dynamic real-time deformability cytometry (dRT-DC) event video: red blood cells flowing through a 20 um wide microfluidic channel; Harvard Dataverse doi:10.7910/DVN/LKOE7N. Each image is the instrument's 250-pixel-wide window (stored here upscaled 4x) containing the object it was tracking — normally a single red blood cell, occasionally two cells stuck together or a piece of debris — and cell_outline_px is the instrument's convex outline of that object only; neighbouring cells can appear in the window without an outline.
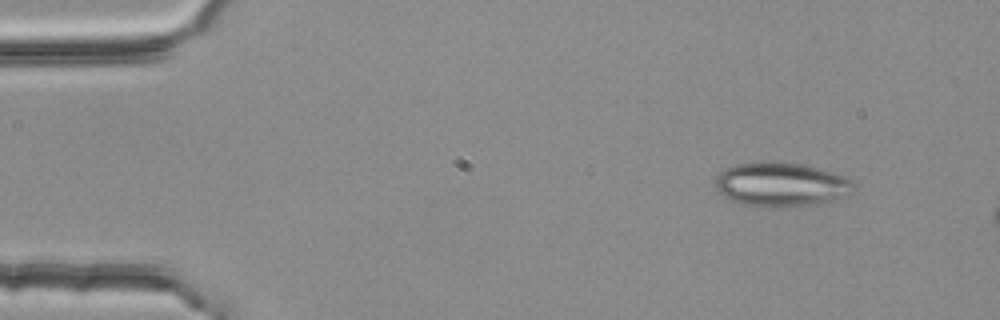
{"species": "common noctule bat (a hibernating species)", "species_latin": "Nyctalus noctula", "temperature_condition": "room temperature", "stored_images_in_passage": 3, "camera_frame_rate_fps": 3000, "um_per_image_px": 0.085, "animal": {"sex": "female", "body_mass_g": 25.1}, "frame": {"image": 1, "passage_image": 1, "time_ms": 0.0, "image_size_px": [1000, 320], "cell_outline_px": [[856, 188], [848, 196], [808, 204], [744, 204], [732, 200], [724, 196], [716, 188], [712, 180], [720, 172], [736, 164], [764, 160], [772, 160], [800, 164], [832, 172], [844, 176], [852, 180]], "centroid_in_image_um": [66.37, 15.61], "position_along_channel_um": 18.6, "area_um2": 34.68}}